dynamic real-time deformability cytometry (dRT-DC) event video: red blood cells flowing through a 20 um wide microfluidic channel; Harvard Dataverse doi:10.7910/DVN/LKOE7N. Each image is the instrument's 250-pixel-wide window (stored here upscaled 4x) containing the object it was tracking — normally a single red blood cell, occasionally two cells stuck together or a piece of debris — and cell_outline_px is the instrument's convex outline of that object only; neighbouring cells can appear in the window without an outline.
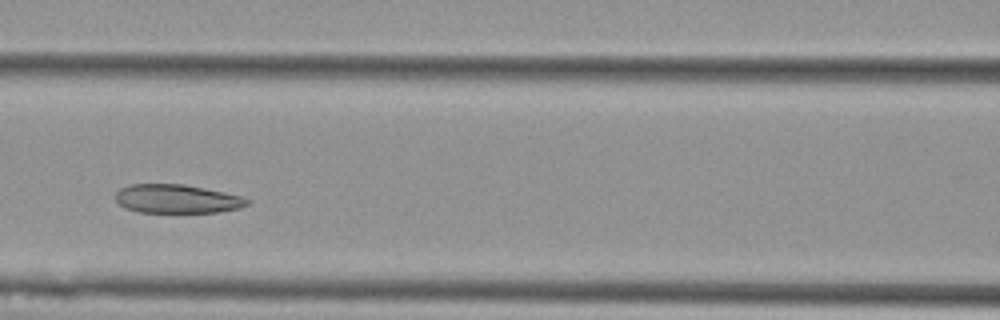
{"species": "Egyptian fruit bat (a non-hibernating species)", "species_latin": "Rousettus aegyptiacus", "temperature_condition": "cold", "stored_images_in_passage": 7, "camera_frame_rate_fps": 3000, "um_per_image_px": 0.085, "animal": {"sex": "female"}, "frame": {"image": 1, "passage_image": 4, "time_ms": 1.0, "image_size_px": [1000, 320], "cell_outline_px": [[248, 204], [240, 208], [220, 212], [140, 212], [128, 208], [120, 204], [116, 200], [116, 192], [120, 188], [128, 184], [184, 184], [224, 192], [240, 196], [248, 200]], "centroid_in_image_um": [15.03, 16.89], "position_along_channel_um": 151.6, "area_um2": 21.85}}
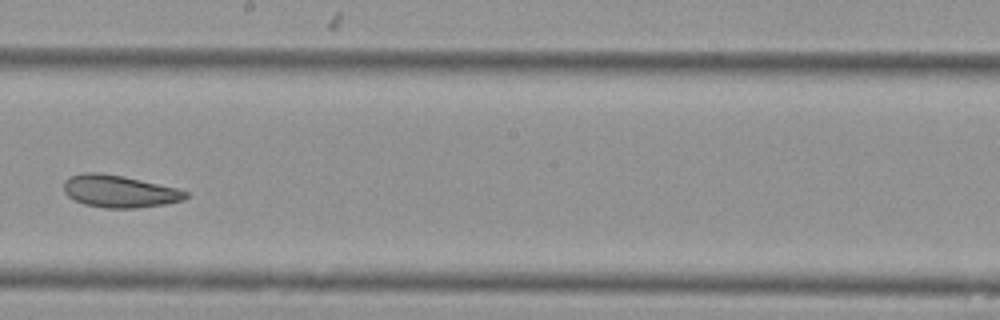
{"frame": {"image": 2, "passage_image": 6, "time_ms": 1.667, "image_size_px": [1000, 320], "cell_outline_px": [[188, 196], [184, 200], [164, 204], [136, 208], [104, 208], [84, 204], [72, 200], [64, 192], [64, 180], [68, 176], [80, 172], [100, 172], [124, 176], [176, 188], [188, 192]], "centroid_in_image_um": [10.09, 16.25], "position_along_channel_um": 238.1, "area_um2": 23.18}}
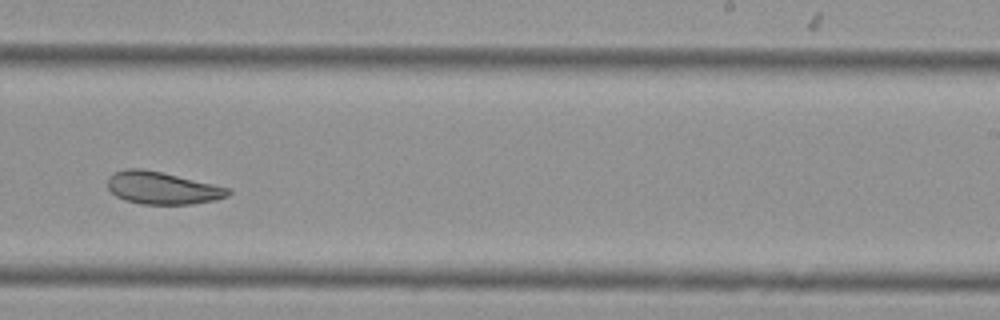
{"frame": {"image": 3, "passage_image": 7, "time_ms": 2.0, "image_size_px": [1000, 320], "cell_outline_px": [[232, 192], [228, 196], [212, 200], [192, 204], [140, 204], [124, 200], [116, 196], [108, 188], [108, 176], [112, 172], [124, 168], [140, 168], [160, 172], [212, 184], [228, 188]], "centroid_in_image_um": [13.72, 15.98], "position_along_channel_um": 275.3, "area_um2": 22.6}}